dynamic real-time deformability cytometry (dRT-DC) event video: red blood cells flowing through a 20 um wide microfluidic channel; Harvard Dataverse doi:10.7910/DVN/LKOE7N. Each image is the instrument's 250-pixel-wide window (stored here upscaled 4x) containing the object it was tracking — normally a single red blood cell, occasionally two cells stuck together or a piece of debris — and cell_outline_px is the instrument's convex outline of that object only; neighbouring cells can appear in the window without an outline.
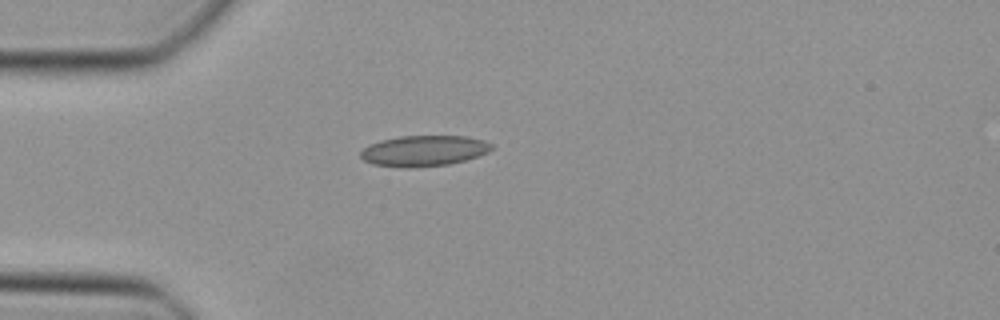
{"species": "Egyptian fruit bat (a non-hibernating species)", "species_latin": "Rousettus aegyptiacus", "temperature_condition": "cold", "stored_images_in_passage": 34, "camera_frame_rate_fps": 3000, "um_per_image_px": 0.085, "animal": {"sex": "female"}, "frame": {"image": 1, "passage_image": 1, "time_ms": 0.0, "image_size_px": [1000, 320], "cell_outline_px": [[492, 148], [488, 152], [464, 160], [448, 164], [416, 168], [404, 168], [372, 164], [364, 160], [360, 156], [360, 152], [368, 144], [380, 140], [400, 136], [464, 136], [484, 140], [492, 144]], "centroid_in_image_um": [35.98, 12.82], "position_along_channel_um": 49.0, "area_um2": 23.52}}
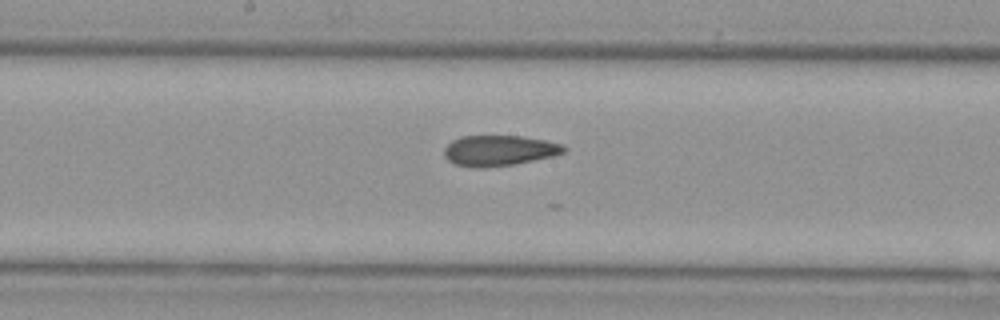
{"frame": {"image": 2, "passage_image": 13, "time_ms": 4.0, "image_size_px": [1000, 320], "cell_outline_px": [[568, 148], [564, 152], [552, 156], [512, 164], [480, 168], [456, 164], [448, 160], [444, 156], [444, 148], [452, 140], [460, 136], [524, 136], [564, 144]], "centroid_in_image_um": [42.43, 12.78], "position_along_channel_um": 205.8, "area_um2": 21.15}}
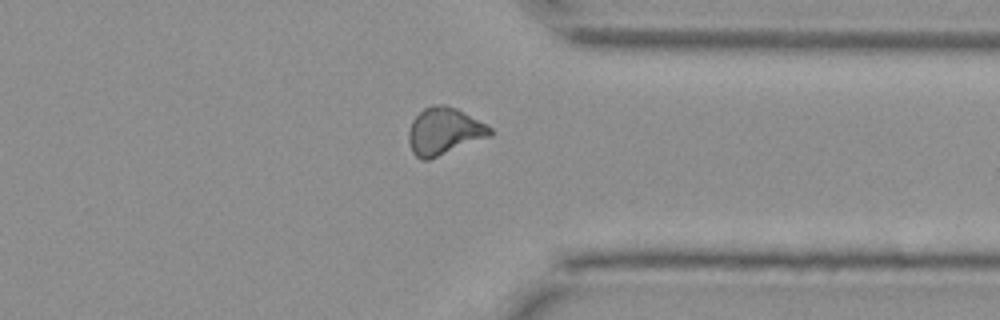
{"frame": {"image": 3, "passage_image": 25, "time_ms": 8.0, "image_size_px": [1000, 320], "cell_outline_px": [[492, 136], [428, 160], [420, 160], [412, 152], [408, 140], [408, 132], [412, 120], [424, 108], [432, 104], [444, 104], [456, 108], [492, 128]], "centroid_in_image_um": [37.73, 11.16], "position_along_channel_um": 373.7, "area_um2": 22.37}}